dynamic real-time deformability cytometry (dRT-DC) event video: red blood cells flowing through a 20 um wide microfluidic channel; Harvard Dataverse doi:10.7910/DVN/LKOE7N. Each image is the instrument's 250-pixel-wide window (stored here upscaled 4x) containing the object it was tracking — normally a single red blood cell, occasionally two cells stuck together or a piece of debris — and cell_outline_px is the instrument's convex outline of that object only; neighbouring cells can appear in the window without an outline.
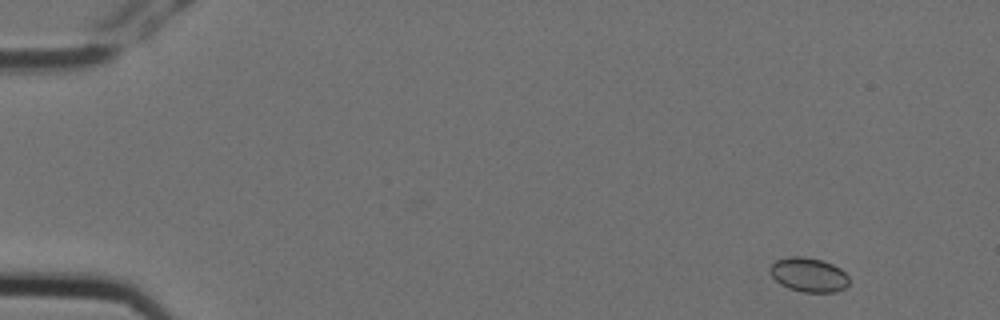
{"species": "Egyptian fruit bat (a non-hibernating species)", "species_latin": "Rousettus aegyptiacus", "temperature_condition": "cold", "stored_images_in_passage": 5, "camera_frame_rate_fps": 3000, "um_per_image_px": 0.085, "animal": {"sex": "female"}, "frame": {"image": 1, "passage_image": 1, "time_ms": 0.0, "image_size_px": [1000, 320], "cell_outline_px": [[848, 284], [844, 288], [836, 292], [804, 292], [788, 288], [780, 284], [772, 276], [768, 268], [776, 260], [792, 256], [804, 256], [820, 260], [832, 264], [840, 268], [848, 276]], "centroid_in_image_um": [68.72, 23.36], "position_along_channel_um": 16.3, "area_um2": 15.72}}
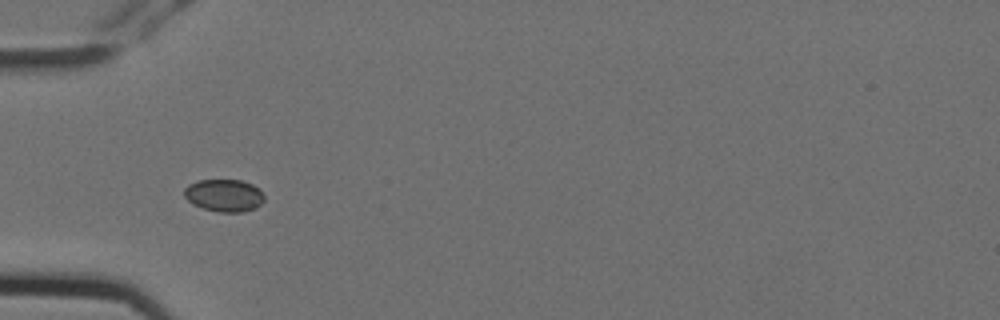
{"frame": {"image": 2, "passage_image": 5, "time_ms": 1.333, "image_size_px": [1000, 320], "cell_outline_px": [[264, 200], [256, 208], [244, 212], [220, 212], [204, 208], [192, 204], [184, 196], [184, 188], [188, 184], [196, 180], [240, 180], [252, 184], [260, 188], [264, 196]], "centroid_in_image_um": [19.05, 16.6], "position_along_channel_um": 65.9, "area_um2": 15.26}}